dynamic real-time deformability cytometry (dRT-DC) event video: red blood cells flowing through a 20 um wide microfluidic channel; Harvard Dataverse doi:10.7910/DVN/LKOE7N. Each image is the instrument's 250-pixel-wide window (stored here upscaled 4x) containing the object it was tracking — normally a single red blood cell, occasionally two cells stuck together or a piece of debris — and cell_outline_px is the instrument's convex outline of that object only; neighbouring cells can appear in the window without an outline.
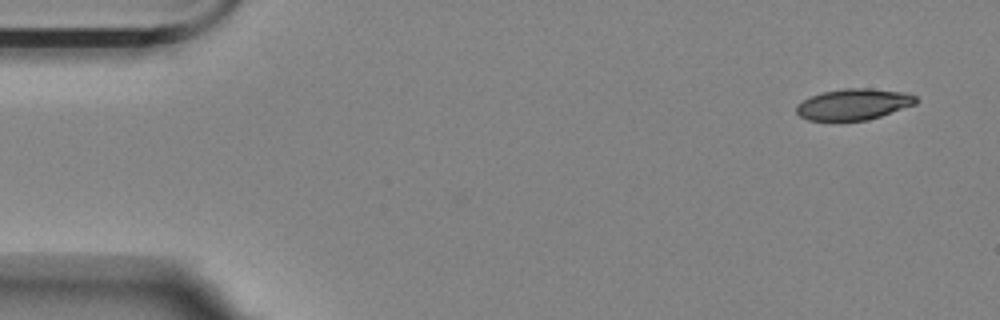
{"species": "Egyptian fruit bat (a non-hibernating species)", "species_latin": "Rousettus aegyptiacus", "temperature_condition": "room temperature", "stored_images_in_passage": 41, "camera_frame_rate_fps": 3000, "um_per_image_px": 0.085, "animal": {"sex": "female"}, "frame": {"image": 1, "passage_image": 1, "time_ms": 0.0, "image_size_px": [1000, 320], "cell_outline_px": [[916, 104], [868, 120], [808, 120], [800, 116], [796, 112], [796, 104], [812, 96], [824, 92], [844, 88], [868, 88], [908, 92], [916, 96]], "centroid_in_image_um": [72.57, 8.86], "position_along_channel_um": 12.4, "area_um2": 21.56}}
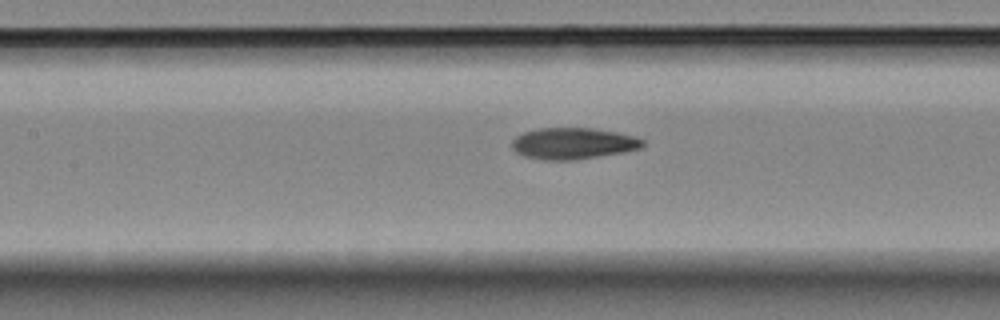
{"frame": {"image": 2, "passage_image": 23, "time_ms": 7.333, "image_size_px": [1000, 320], "cell_outline_px": [[644, 144], [640, 148], [620, 152], [576, 160], [544, 160], [524, 156], [516, 152], [512, 148], [512, 140], [516, 136], [524, 132], [540, 128], [592, 128], [616, 132], [636, 136], [644, 140]], "centroid_in_image_um": [48.69, 12.19], "position_along_channel_um": 158.7, "area_um2": 23.81}}
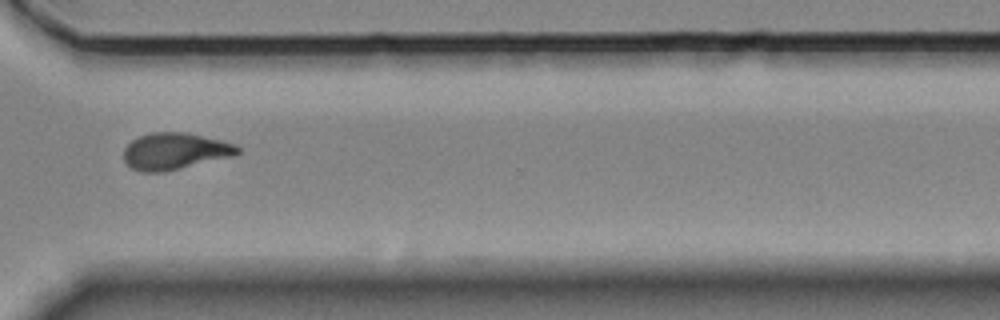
{"frame": {"image": 3, "passage_image": 40, "time_ms": 13.0, "image_size_px": [1000, 320], "cell_outline_px": [[240, 152], [232, 156], [164, 172], [140, 172], [132, 168], [124, 160], [124, 148], [132, 140], [140, 136], [152, 132], [184, 132], [220, 140], [236, 144], [240, 148]], "centroid_in_image_um": [14.85, 12.85], "position_along_channel_um": 355.7, "area_um2": 24.16}}